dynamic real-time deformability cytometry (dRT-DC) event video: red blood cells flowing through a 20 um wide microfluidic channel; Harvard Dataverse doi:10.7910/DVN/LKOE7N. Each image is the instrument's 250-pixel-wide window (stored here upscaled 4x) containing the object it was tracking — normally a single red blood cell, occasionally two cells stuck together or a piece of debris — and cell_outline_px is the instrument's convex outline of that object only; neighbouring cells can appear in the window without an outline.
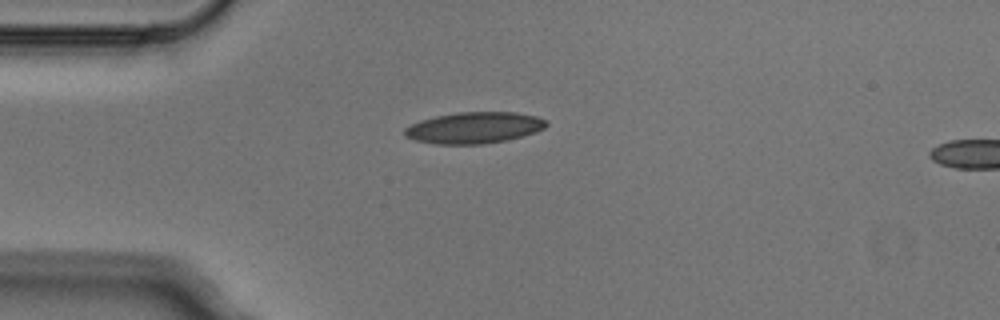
{"species": "Egyptian fruit bat (a non-hibernating species)", "species_latin": "Rousettus aegyptiacus", "temperature_condition": "cold", "stored_images_in_passage": 5, "segment_of_instrument_passage": [1, 2], "camera_frame_rate_fps": 3000, "um_per_image_px": 0.085, "animal": {"sex": "male"}, "frame": {"image": 1, "passage_image": 4, "time_ms": 1.0, "image_size_px": [1000, 320], "cell_outline_px": [[548, 124], [544, 128], [536, 132], [508, 140], [480, 144], [436, 144], [416, 140], [404, 136], [404, 128], [420, 120], [436, 116], [456, 112], [516, 112], [536, 116], [548, 120]], "centroid_in_image_um": [40.32, 10.85], "position_along_channel_um": 44.7, "area_um2": 25.95}}